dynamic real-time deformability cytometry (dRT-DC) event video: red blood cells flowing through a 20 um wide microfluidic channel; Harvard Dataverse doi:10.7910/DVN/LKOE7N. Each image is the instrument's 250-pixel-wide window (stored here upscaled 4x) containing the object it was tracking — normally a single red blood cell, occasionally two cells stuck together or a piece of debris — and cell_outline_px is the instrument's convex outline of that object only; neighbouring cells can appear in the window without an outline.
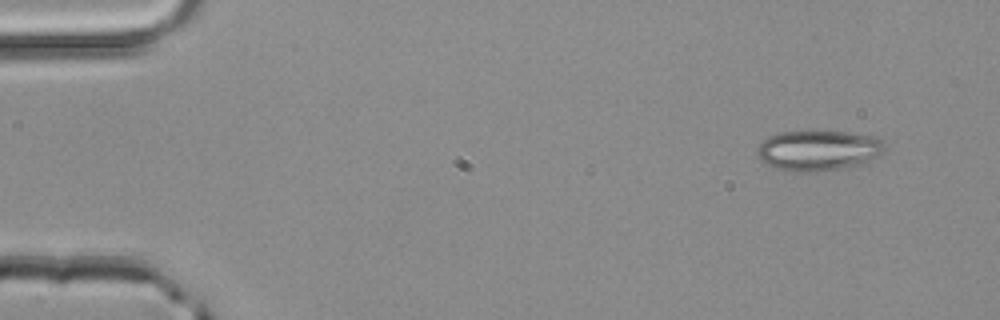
{"species": "common noctule bat (a hibernating species)", "species_latin": "Nyctalus noctula", "temperature_condition": "room temperature", "stored_images_in_passage": 3, "camera_frame_rate_fps": 3000, "um_per_image_px": 0.085, "animal": {"sex": "male", "body_mass_g": 20.4}, "frame": {"image": 1, "passage_image": 1, "time_ms": 0.0, "image_size_px": [1000, 320], "cell_outline_px": [[888, 148], [884, 152], [868, 164], [816, 172], [792, 172], [776, 168], [760, 160], [756, 156], [756, 148], [768, 136], [780, 132], [848, 132], [876, 136], [884, 140], [888, 144]], "centroid_in_image_um": [69.64, 12.8], "position_along_channel_um": 15.4, "area_um2": 30.75}}